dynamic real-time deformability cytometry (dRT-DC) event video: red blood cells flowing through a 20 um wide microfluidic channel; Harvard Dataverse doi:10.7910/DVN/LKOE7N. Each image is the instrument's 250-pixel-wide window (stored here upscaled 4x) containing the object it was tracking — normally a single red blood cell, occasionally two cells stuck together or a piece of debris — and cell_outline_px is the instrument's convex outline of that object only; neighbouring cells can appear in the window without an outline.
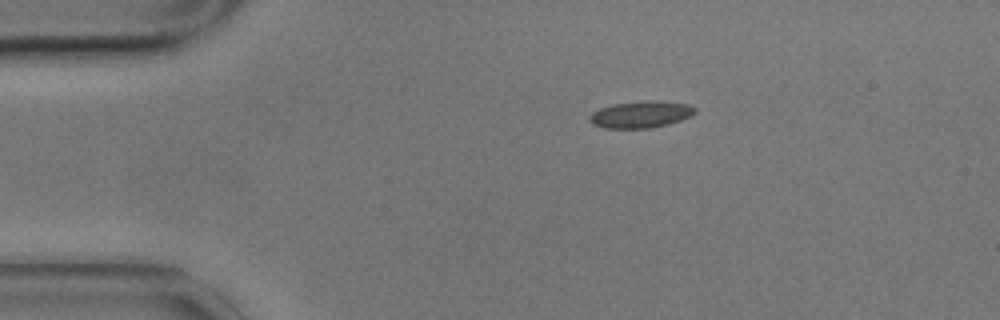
{"species": "common noctule bat (a hibernating species)", "species_latin": "Nyctalus noctula", "temperature_condition": "cold", "stored_images_in_passage": 7, "camera_frame_rate_fps": 3000, "um_per_image_px": 0.085, "animal": {"sex": "male", "body_mass_g": 17.9}, "frame": {"image": 1, "passage_image": 1, "time_ms": 0.0, "image_size_px": [1000, 320], "cell_outline_px": [[696, 112], [692, 116], [668, 124], [648, 128], [604, 128], [592, 124], [588, 120], [588, 116], [592, 112], [600, 108], [612, 104], [644, 100], [656, 100], [688, 104], [696, 108]], "centroid_in_image_um": [54.45, 9.72], "position_along_channel_um": 30.5, "area_um2": 16.65}}
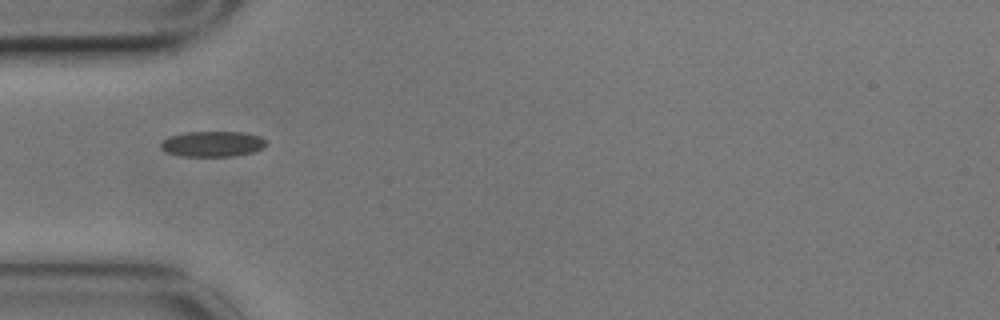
{"frame": {"image": 2, "passage_image": 3, "time_ms": 0.667, "image_size_px": [1000, 320], "cell_outline_px": [[264, 148], [256, 152], [236, 156], [184, 156], [164, 152], [160, 148], [160, 144], [168, 136], [184, 132], [244, 132], [260, 136], [264, 140]], "centroid_in_image_um": [18.05, 12.24], "position_along_channel_um": 66.9, "area_um2": 15.84}}